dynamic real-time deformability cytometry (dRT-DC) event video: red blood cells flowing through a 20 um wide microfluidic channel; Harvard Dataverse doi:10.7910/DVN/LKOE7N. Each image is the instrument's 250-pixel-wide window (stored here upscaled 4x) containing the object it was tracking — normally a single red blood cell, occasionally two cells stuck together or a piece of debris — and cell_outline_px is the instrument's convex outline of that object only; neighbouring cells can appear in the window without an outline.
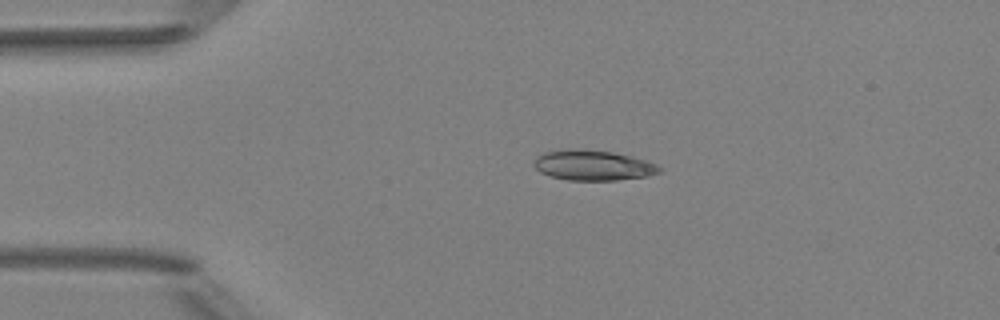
{"species": "Egyptian fruit bat (a non-hibernating species)", "species_latin": "Rousettus aegyptiacus", "temperature_condition": "room temperature", "stored_images_in_passage": 4, "camera_frame_rate_fps": 3000, "um_per_image_px": 0.085, "animal": {"sex": "female"}, "frame": {"image": 1, "passage_image": 4, "time_ms": 3.333, "image_size_px": [1000, 320], "cell_outline_px": [[664, 168], [660, 172], [648, 176], [616, 180], [568, 180], [548, 176], [540, 172], [532, 164], [536, 156], [544, 152], [568, 148], [576, 148], [612, 152], [632, 156], [656, 164]], "centroid_in_image_um": [50.38, 14.04], "position_along_channel_um": 34.6, "area_um2": 22.37}}